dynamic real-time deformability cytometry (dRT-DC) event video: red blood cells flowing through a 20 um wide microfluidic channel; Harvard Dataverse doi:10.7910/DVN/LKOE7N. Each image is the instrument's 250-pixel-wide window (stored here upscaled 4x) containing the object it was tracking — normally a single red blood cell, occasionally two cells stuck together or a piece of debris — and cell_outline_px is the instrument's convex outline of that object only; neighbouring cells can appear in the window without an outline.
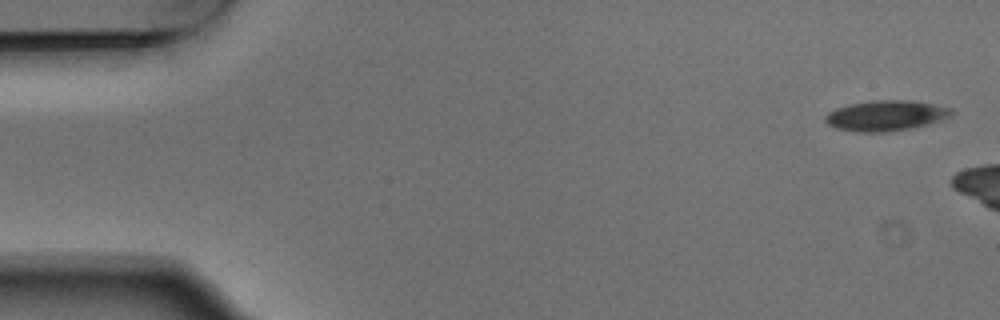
{"species": "Egyptian fruit bat (a non-hibernating species)", "species_latin": "Rousettus aegyptiacus", "temperature_condition": "warm", "stored_images_in_passage": 3, "camera_frame_rate_fps": 3000, "um_per_image_px": 0.085, "animal": {"sex": "male"}, "frame": {"image": 1, "passage_image": 1, "time_ms": 0.0, "image_size_px": [1000, 320], "cell_outline_px": [[956, 112], [952, 116], [928, 124], [888, 132], [856, 132], [836, 128], [828, 124], [824, 120], [824, 116], [828, 112], [836, 108], [848, 104], [872, 100], [912, 100], [936, 104], [952, 108]], "centroid_in_image_um": [75.32, 9.81], "position_along_channel_um": 9.7, "area_um2": 22.66}}